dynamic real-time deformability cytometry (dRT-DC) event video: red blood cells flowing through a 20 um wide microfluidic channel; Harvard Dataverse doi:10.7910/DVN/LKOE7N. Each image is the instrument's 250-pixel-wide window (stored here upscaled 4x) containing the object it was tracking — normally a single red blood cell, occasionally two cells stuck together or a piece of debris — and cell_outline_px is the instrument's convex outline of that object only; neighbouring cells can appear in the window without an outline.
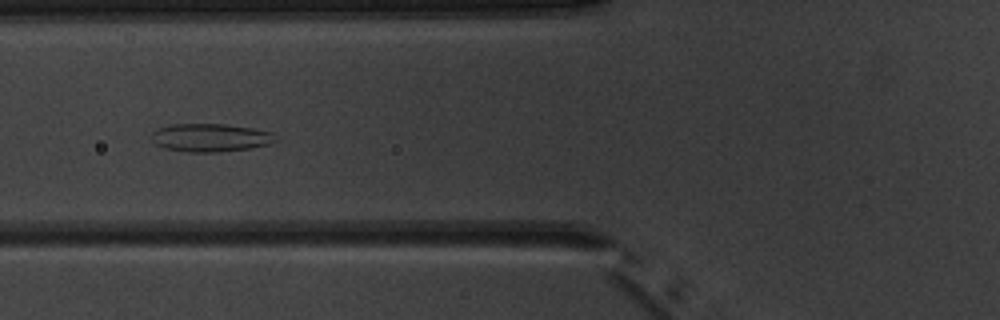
{"species": "common noctule bat (a hibernating species)", "species_latin": "Nyctalus noctula", "temperature_condition": "warm", "stored_images_in_passage": 7, "camera_frame_rate_fps": 3000, "um_per_image_px": 0.085, "animal": {"sex": "male", "body_mass_g": 20.1, "forearm_length_mm": 53.5}, "frame": {"image": 1, "passage_image": 5, "time_ms": 5.333, "image_size_px": [1000, 320], "cell_outline_px": [[280, 140], [268, 144], [248, 148], [216, 152], [188, 152], [164, 148], [156, 144], [152, 140], [152, 132], [160, 128], [172, 124], [224, 124], [252, 128], [272, 132]], "centroid_in_image_um": [17.9, 11.7], "position_along_channel_um": 107.9, "area_um2": 20.23}}
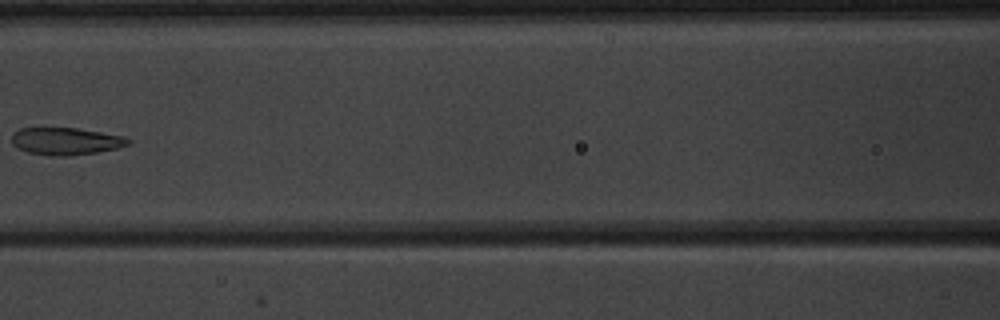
{"frame": {"image": 2, "passage_image": 6, "time_ms": 6.667, "image_size_px": [1000, 320], "cell_outline_px": [[132, 140], [128, 144], [120, 148], [96, 152], [64, 156], [52, 156], [28, 152], [16, 148], [12, 144], [12, 132], [20, 128], [76, 128], [124, 136]], "centroid_in_image_um": [5.58, 12.0], "position_along_channel_um": 161.0, "area_um2": 18.55}}
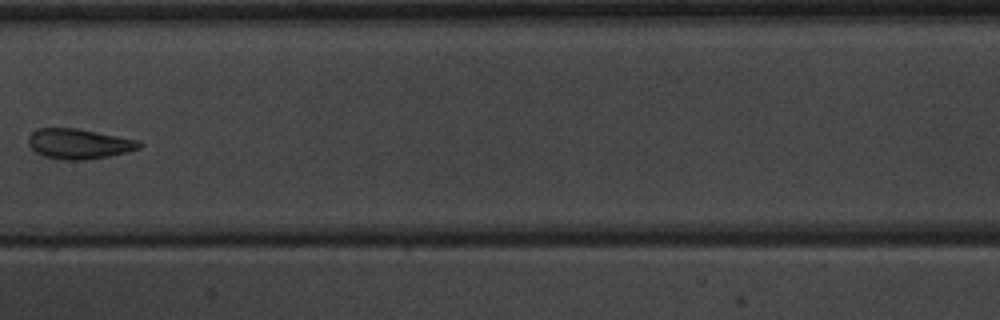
{"frame": {"image": 3, "passage_image": 7, "time_ms": 7.667, "image_size_px": [1000, 320], "cell_outline_px": [[144, 144], [140, 148], [128, 152], [108, 156], [84, 160], [64, 160], [44, 156], [36, 152], [28, 144], [28, 136], [36, 128], [76, 128], [140, 140]], "centroid_in_image_um": [6.73, 12.22], "position_along_channel_um": 200.7, "area_um2": 19.59}}